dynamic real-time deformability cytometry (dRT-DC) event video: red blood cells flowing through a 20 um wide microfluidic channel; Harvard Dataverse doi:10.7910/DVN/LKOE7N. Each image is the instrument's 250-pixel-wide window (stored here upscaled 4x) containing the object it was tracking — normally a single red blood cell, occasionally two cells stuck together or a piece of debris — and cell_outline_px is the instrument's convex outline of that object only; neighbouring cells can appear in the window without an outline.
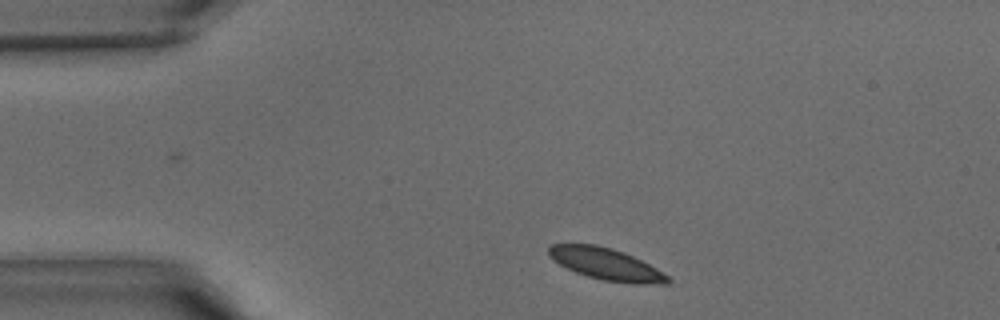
{"species": "common noctule bat (a hibernating species)", "species_latin": "Nyctalus noctula", "temperature_condition": "warm", "stored_images_in_passage": 27, "camera_frame_rate_fps": 3000, "um_per_image_px": 0.085, "animal": {"sex": "male", "body_mass_g": 15.6}, "frame": {"image": 1, "passage_image": 1, "time_ms": 0.0, "image_size_px": [1000, 320], "cell_outline_px": [[672, 280], [668, 284], [636, 284], [604, 280], [588, 276], [576, 272], [552, 260], [548, 256], [548, 248], [552, 244], [596, 244], [612, 248], [624, 252], [656, 268], [668, 276]], "centroid_in_image_um": [51.52, 22.44], "position_along_channel_um": 33.5, "area_um2": 21.96}}
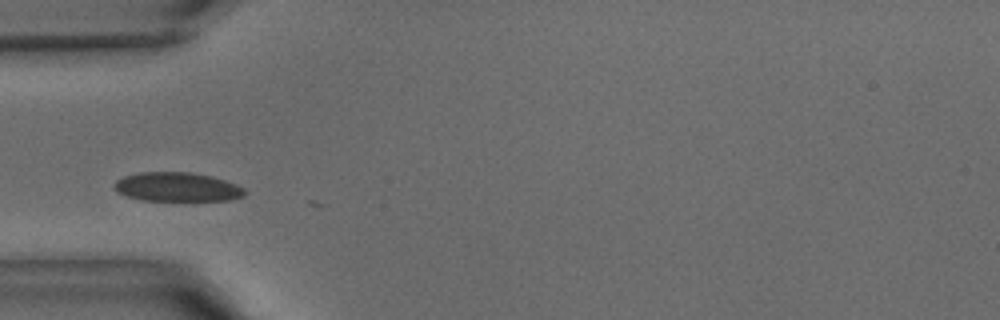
{"frame": {"image": 2, "passage_image": 6, "time_ms": 1.667, "image_size_px": [1000, 320], "cell_outline_px": [[248, 192], [244, 196], [232, 200], [140, 200], [124, 196], [116, 192], [112, 188], [112, 184], [116, 180], [124, 176], [140, 172], [192, 172], [212, 176], [236, 184], [244, 188]], "centroid_in_image_um": [15.03, 15.89], "position_along_channel_um": 70.0, "area_um2": 22.43}}
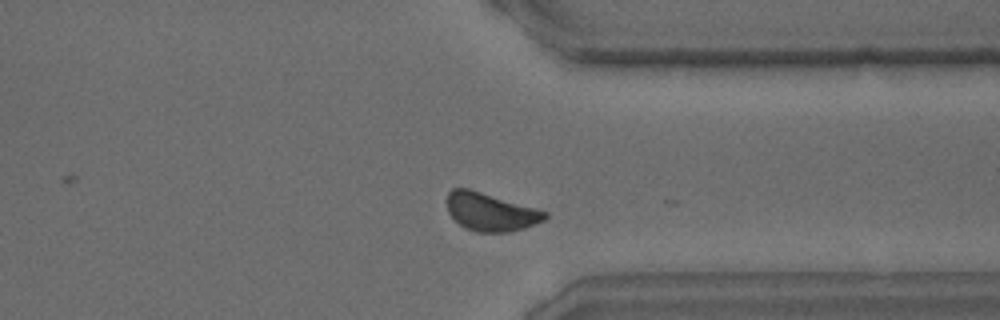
{"frame": {"image": 3, "passage_image": 25, "time_ms": 8.0, "image_size_px": [1000, 320], "cell_outline_px": [[548, 216], [544, 220], [524, 228], [508, 232], [476, 232], [464, 228], [448, 212], [448, 192], [452, 188], [468, 188], [536, 208], [548, 212]], "centroid_in_image_um": [41.7, 18.01], "position_along_channel_um": 369.7, "area_um2": 21.56}}